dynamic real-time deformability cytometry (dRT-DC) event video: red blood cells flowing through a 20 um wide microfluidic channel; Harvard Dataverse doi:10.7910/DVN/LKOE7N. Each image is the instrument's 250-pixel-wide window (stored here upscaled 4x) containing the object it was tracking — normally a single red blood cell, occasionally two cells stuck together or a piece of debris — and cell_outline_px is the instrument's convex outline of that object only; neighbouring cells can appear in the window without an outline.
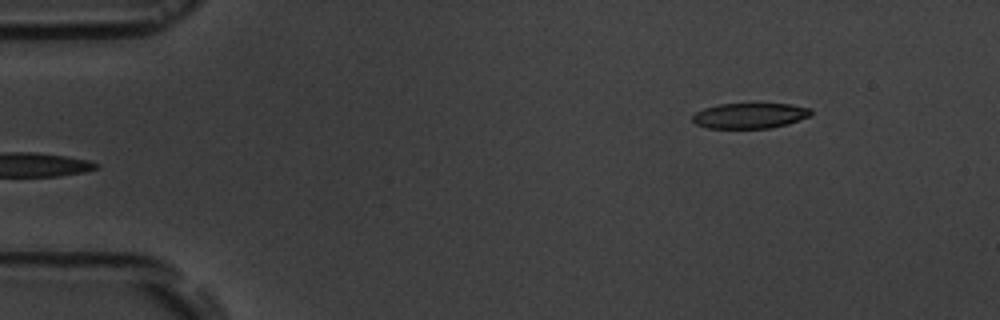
{"species": "common noctule bat (a hibernating species)", "species_latin": "Nyctalus noctula", "temperature_condition": "room temperature", "stored_images_in_passage": 5, "segment_of_instrument_passage": [2, 2], "camera_frame_rate_fps": 3000, "um_per_image_px": 0.085, "animal": {"sex": "male", "body_mass_g": 19.5, "forearm_length_mm": 54.6}, "frame": {"image": 1, "passage_image": 5, "time_ms": 4.333, "image_size_px": [1000, 320], "cell_outline_px": [[812, 116], [788, 124], [768, 128], [708, 128], [696, 124], [692, 120], [692, 116], [696, 112], [704, 108], [720, 104], [792, 104], [812, 108]], "centroid_in_image_um": [63.78, 9.83], "position_along_channel_um": 21.2, "area_um2": 17.63}}